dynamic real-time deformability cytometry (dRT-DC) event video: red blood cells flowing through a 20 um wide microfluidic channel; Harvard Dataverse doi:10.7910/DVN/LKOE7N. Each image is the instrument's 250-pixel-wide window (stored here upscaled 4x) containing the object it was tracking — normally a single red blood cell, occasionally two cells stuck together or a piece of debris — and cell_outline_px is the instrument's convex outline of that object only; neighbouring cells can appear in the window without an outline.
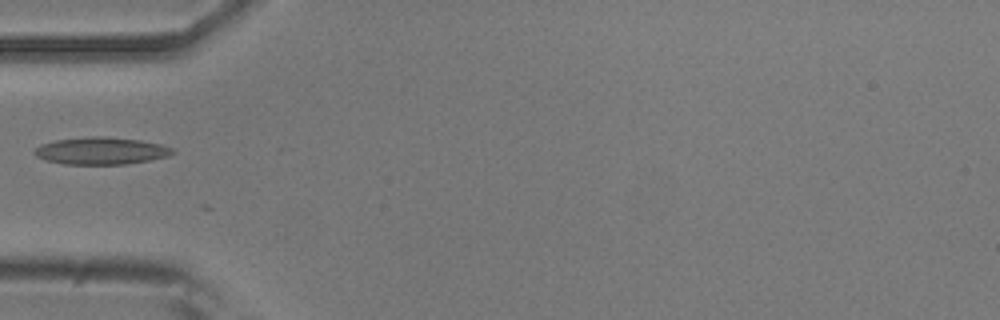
{"species": "common noctule bat (a hibernating species)", "species_latin": "Nyctalus noctula", "temperature_condition": "room temperature", "stored_images_in_passage": 8, "camera_frame_rate_fps": 3000, "um_per_image_px": 0.085, "animal": {"sex": "male", "body_mass_g": 20.5, "forearm_length_mm": 52.5}, "frame": {"image": 1, "passage_image": 1, "time_ms": 0.0, "image_size_px": [1000, 320], "cell_outline_px": [[176, 152], [168, 156], [148, 160], [124, 164], [64, 164], [48, 160], [36, 156], [32, 152], [40, 144], [56, 140], [88, 136], [104, 136], [140, 140], [160, 144], [172, 148]], "centroid_in_image_um": [8.58, 12.81], "position_along_channel_um": 76.4, "area_um2": 21.79}}
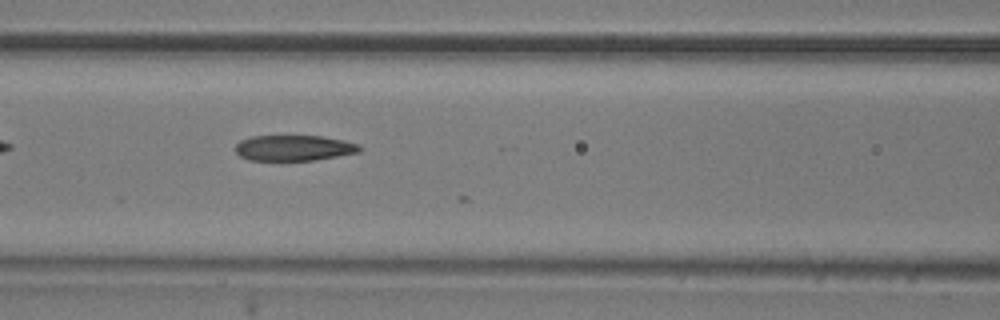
{"frame": {"image": 2, "passage_image": 6, "time_ms": 1.667, "image_size_px": [1000, 320], "cell_outline_px": [[364, 148], [360, 152], [316, 160], [248, 160], [240, 156], [236, 152], [236, 144], [240, 140], [252, 136], [320, 136], [344, 140], [360, 144]], "centroid_in_image_um": [25.02, 12.57], "position_along_channel_um": 141.6, "area_um2": 18.67}}